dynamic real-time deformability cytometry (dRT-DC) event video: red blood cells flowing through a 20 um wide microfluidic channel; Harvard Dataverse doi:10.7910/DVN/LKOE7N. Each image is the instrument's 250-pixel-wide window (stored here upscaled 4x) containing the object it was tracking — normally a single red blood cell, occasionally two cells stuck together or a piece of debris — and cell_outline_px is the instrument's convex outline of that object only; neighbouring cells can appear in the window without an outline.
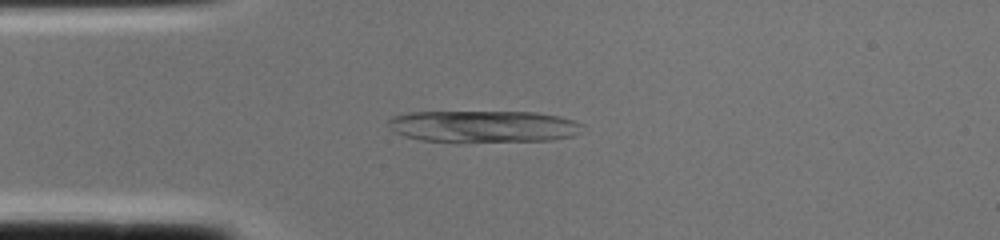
{"species": "common noctule bat (a hibernating species)", "species_latin": "Nyctalus noctula", "temperature_condition": "cold", "stored_images_in_passage": 1, "camera_frame_rate_fps": 3000, "um_per_image_px": 0.085, "animal": {"sex": "female", "body_mass_g": 22.0, "forearm_length_mm": 56.7}, "frame": {"image": 1, "passage_image": 1, "time_ms": 0.0, "image_size_px": [1000, 240], "cell_outline_px": [[584, 124], [580, 132], [572, 136], [552, 140], [420, 140], [404, 136], [388, 128], [388, 120], [392, 116], [408, 112], [536, 112], [560, 116], [576, 120]], "centroid_in_image_um": [41.11, 10.71], "position_along_channel_um": 43.9, "area_um2": 35.49}}